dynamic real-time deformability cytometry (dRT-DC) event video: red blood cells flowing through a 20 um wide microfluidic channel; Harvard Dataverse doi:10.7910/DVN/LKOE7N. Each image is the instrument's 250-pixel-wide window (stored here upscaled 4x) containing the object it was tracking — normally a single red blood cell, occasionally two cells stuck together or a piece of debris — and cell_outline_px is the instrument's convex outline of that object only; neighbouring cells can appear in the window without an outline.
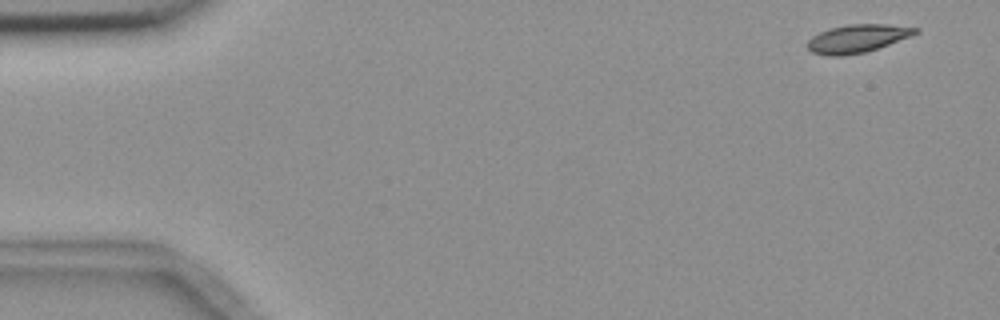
{"species": "common noctule bat (a hibernating species)", "species_latin": "Nyctalus noctula", "temperature_condition": "room temperature", "stored_images_in_passage": 6, "camera_frame_rate_fps": 3000, "um_per_image_px": 0.085, "animal": {"sex": "female", "body_mass_g": 18.4}, "frame": {"image": 1, "passage_image": 1, "time_ms": 0.0, "image_size_px": [1000, 320], "cell_outline_px": [[920, 32], [888, 44], [864, 52], [840, 56], [828, 56], [812, 52], [808, 48], [808, 40], [812, 36], [820, 32], [832, 28], [848, 24], [884, 24], [920, 28]], "centroid_in_image_um": [72.87, 3.27], "position_along_channel_um": 12.1, "area_um2": 17.34}}